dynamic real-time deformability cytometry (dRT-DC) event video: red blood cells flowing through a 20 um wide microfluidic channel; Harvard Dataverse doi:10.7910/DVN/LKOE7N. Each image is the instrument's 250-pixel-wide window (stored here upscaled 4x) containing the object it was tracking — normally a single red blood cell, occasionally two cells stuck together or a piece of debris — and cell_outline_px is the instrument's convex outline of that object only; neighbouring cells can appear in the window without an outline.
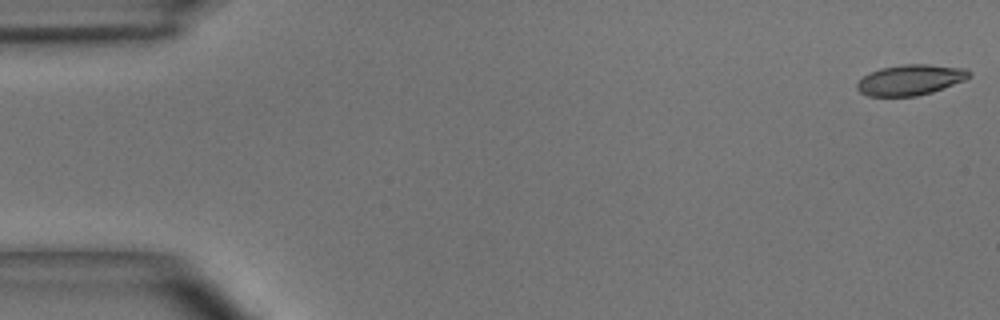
{"species": "common noctule bat (a hibernating species)", "species_latin": "Nyctalus noctula", "temperature_condition": "room temperature", "stored_images_in_passage": 50, "camera_frame_rate_fps": 3000, "um_per_image_px": 0.085, "animal": {"sex": "male", "body_mass_g": 15.6}, "frame": {"image": 1, "passage_image": 1, "time_ms": 0.0, "image_size_px": [1000, 320], "cell_outline_px": [[972, 76], [964, 80], [932, 92], [916, 96], [868, 96], [860, 92], [856, 88], [856, 84], [864, 76], [880, 68], [904, 64], [928, 64], [968, 68], [972, 72]], "centroid_in_image_um": [77.42, 6.78], "position_along_channel_um": 7.6, "area_um2": 20.0}}
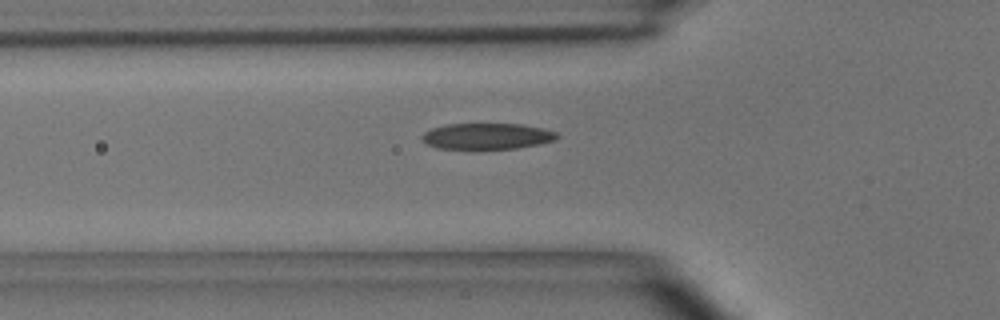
{"frame": {"image": 2, "passage_image": 17, "time_ms": 5.333, "image_size_px": [1000, 320], "cell_outline_px": [[560, 136], [556, 140], [540, 144], [516, 148], [472, 152], [436, 148], [428, 144], [424, 140], [424, 132], [432, 128], [448, 124], [520, 124], [544, 128], [556, 132]], "centroid_in_image_um": [41.41, 11.63], "position_along_channel_um": 84.4, "area_um2": 21.39}}
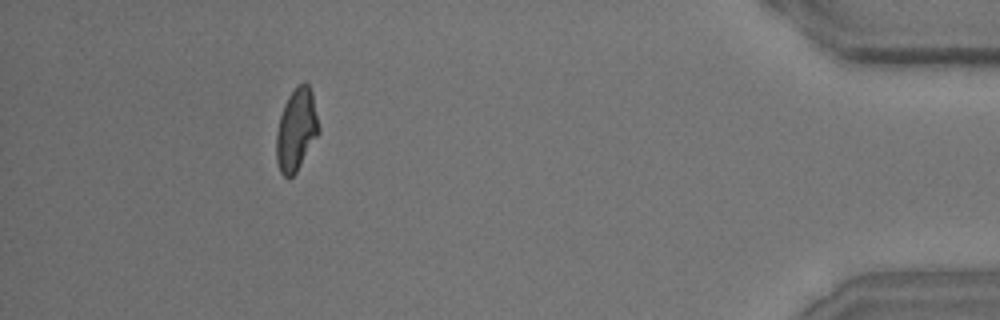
{"frame": {"image": 3, "passage_image": 46, "time_ms": 15.0, "image_size_px": [1000, 320], "cell_outline_px": [[320, 132], [296, 172], [288, 180], [280, 172], [276, 160], [276, 132], [280, 116], [284, 104], [288, 96], [304, 80], [308, 84], [312, 92], [320, 128]], "centroid_in_image_um": [25.19, 11.04], "position_along_channel_um": 410.0, "area_um2": 20.4}, "authors_computed_cell_mechanics": {"area_um2": 20.7791, "velocity_mm_per_s": 3.9552, "shape_relaxation_time_tau1_ms": 6.1611, "shape_relaxation_time_tau2_ms": 2.5691, "deformation_change_tau1": 0.1821, "deformation_change_tau2": 0.0779}}